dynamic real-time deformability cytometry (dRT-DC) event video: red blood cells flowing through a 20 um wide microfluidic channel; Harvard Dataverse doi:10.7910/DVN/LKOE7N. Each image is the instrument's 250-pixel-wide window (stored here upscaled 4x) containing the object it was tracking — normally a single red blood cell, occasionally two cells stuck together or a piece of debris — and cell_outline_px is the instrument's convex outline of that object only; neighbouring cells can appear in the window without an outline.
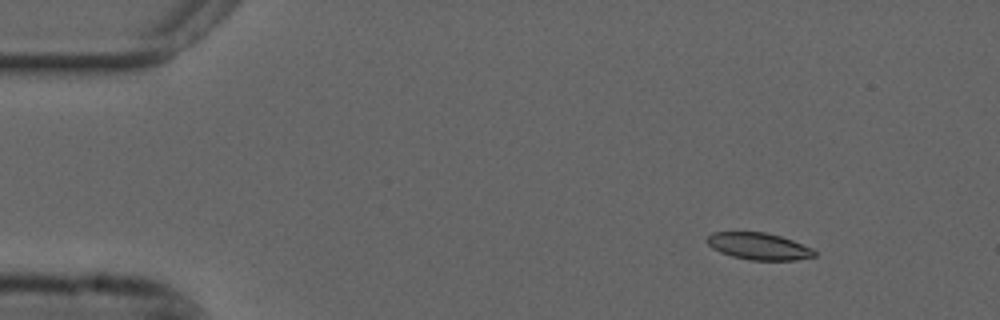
{"species": "common noctule bat (a hibernating species)", "species_latin": "Nyctalus noctula", "temperature_condition": "cold", "stored_images_in_passage": 42, "camera_frame_rate_fps": 3000, "um_per_image_px": 0.085, "animal": {"sex": "male", "forearm_length_mm": 52.5}, "frame": {"image": 1, "passage_image": 1, "time_ms": 0.0, "image_size_px": [1000, 320], "cell_outline_px": [[816, 256], [796, 260], [748, 260], [732, 256], [720, 252], [712, 248], [704, 240], [712, 232], [764, 232], [780, 236], [792, 240], [812, 248], [816, 252]], "centroid_in_image_um": [64.48, 20.93], "position_along_channel_um": 20.5, "area_um2": 16.88}}
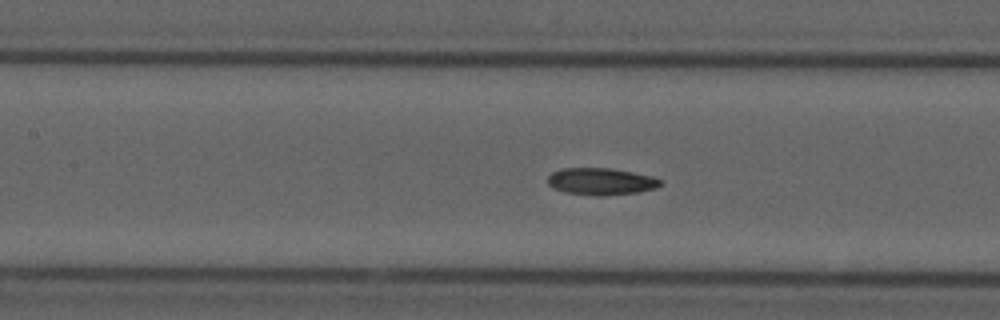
{"frame": {"image": 2, "passage_image": 19, "time_ms": 6.0, "image_size_px": [1000, 320], "cell_outline_px": [[660, 184], [656, 188], [640, 192], [604, 196], [596, 196], [564, 192], [552, 188], [548, 184], [548, 176], [552, 172], [560, 168], [612, 168], [652, 176], [660, 180]], "centroid_in_image_um": [51.05, 15.43], "position_along_channel_um": 156.4, "area_um2": 17.86}}
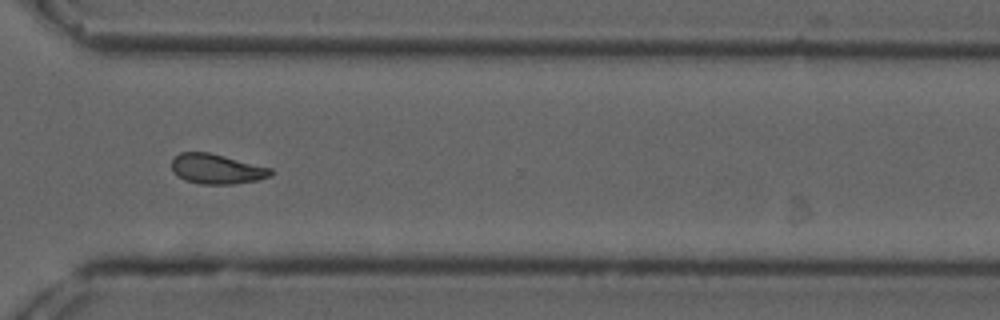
{"frame": {"image": 3, "passage_image": 35, "time_ms": 11.333, "image_size_px": [1000, 320], "cell_outline_px": [[272, 176], [256, 180], [232, 184], [200, 184], [184, 180], [172, 168], [172, 160], [180, 152], [208, 152], [272, 168]], "centroid_in_image_um": [18.44, 14.36], "position_along_channel_um": 352.2, "area_um2": 17.05}, "authors_computed_cell_mechanics": {"area_um2": 17.3978, "velocity_mm_per_s": 3.684, "shape_relaxation_time_tau1_ms": null, "shape_relaxation_time_tau2_ms": 5.8462, "deformation_change_tau1": null, "deformation_change_tau2": 0.1161}}